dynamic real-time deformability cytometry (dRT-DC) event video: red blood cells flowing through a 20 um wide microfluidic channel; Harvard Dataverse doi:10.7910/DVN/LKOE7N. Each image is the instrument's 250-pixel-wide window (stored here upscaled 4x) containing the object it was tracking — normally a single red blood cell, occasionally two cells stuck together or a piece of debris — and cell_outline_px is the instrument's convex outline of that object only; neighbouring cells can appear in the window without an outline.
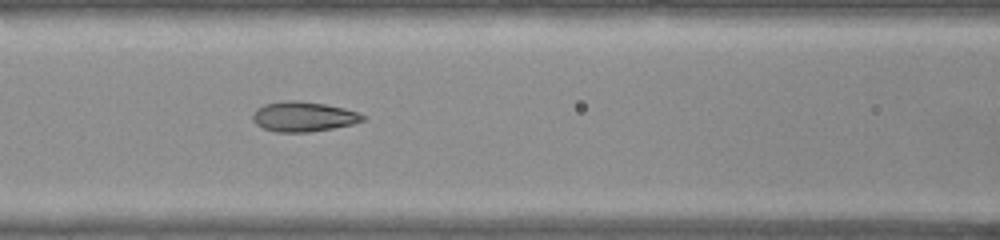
{"species": "common noctule bat (a hibernating species)", "species_latin": "Nyctalus noctula", "temperature_condition": "warm", "stored_images_in_passage": 54, "camera_frame_rate_fps": 3000, "um_per_image_px": 0.085, "animal": {"sex": "female", "body_mass_g": 22.0, "forearm_length_mm": 56.7}, "frame": {"image": 1, "passage_image": 23, "time_ms": 7.333, "image_size_px": [1000, 240], "cell_outline_px": [[364, 116], [360, 120], [348, 124], [328, 128], [300, 132], [288, 132], [264, 128], [256, 120], [256, 112], [260, 108], [268, 104], [320, 104], [340, 108]], "centroid_in_image_um": [25.81, 9.96], "position_along_channel_um": 140.8, "area_um2": 16.53}}
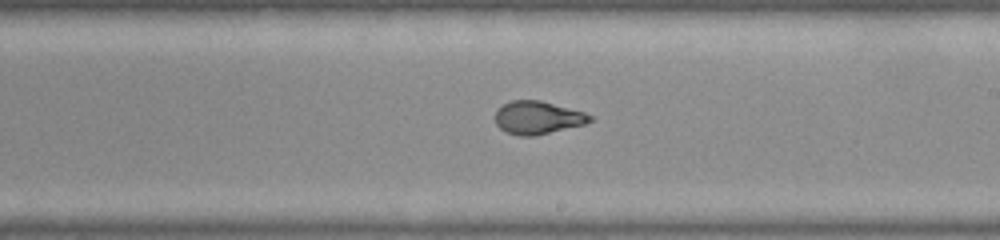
{"frame": {"image": 2, "passage_image": 31, "time_ms": 10.0, "image_size_px": [1000, 240], "cell_outline_px": [[592, 120], [580, 124], [544, 132], [508, 132], [500, 128], [496, 120], [496, 112], [504, 104], [516, 100], [536, 100], [580, 112], [592, 116]], "centroid_in_image_um": [45.66, 9.93], "position_along_channel_um": 243.3, "area_um2": 16.18}}
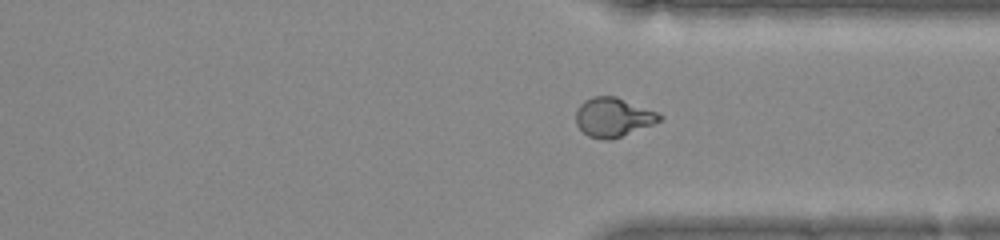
{"frame": {"image": 3, "passage_image": 40, "time_ms": 13.0, "image_size_px": [1000, 240], "cell_outline_px": [[660, 120], [620, 136], [592, 136], [584, 132], [580, 128], [576, 120], [576, 112], [588, 100], [596, 96], [612, 96], [652, 112], [660, 116]], "centroid_in_image_um": [52.06, 9.94], "position_along_channel_um": 359.3, "area_um2": 16.99}}